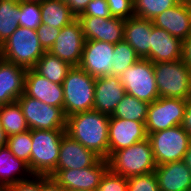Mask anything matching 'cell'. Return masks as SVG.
Listing matches in <instances>:
<instances>
[{
	"label": "cell",
	"instance_id": "1",
	"mask_svg": "<svg viewBox=\"0 0 191 191\" xmlns=\"http://www.w3.org/2000/svg\"><path fill=\"white\" fill-rule=\"evenodd\" d=\"M109 118L95 110L79 112L67 117L65 132L99 157L107 159Z\"/></svg>",
	"mask_w": 191,
	"mask_h": 191
},
{
	"label": "cell",
	"instance_id": "2",
	"mask_svg": "<svg viewBox=\"0 0 191 191\" xmlns=\"http://www.w3.org/2000/svg\"><path fill=\"white\" fill-rule=\"evenodd\" d=\"M107 161L112 172L125 178L152 173L157 166L148 138L113 152Z\"/></svg>",
	"mask_w": 191,
	"mask_h": 191
},
{
	"label": "cell",
	"instance_id": "3",
	"mask_svg": "<svg viewBox=\"0 0 191 191\" xmlns=\"http://www.w3.org/2000/svg\"><path fill=\"white\" fill-rule=\"evenodd\" d=\"M66 129L32 130L30 171L36 176H50L56 169L61 139Z\"/></svg>",
	"mask_w": 191,
	"mask_h": 191
},
{
	"label": "cell",
	"instance_id": "4",
	"mask_svg": "<svg viewBox=\"0 0 191 191\" xmlns=\"http://www.w3.org/2000/svg\"><path fill=\"white\" fill-rule=\"evenodd\" d=\"M96 78L80 66H72L63 83L64 113L66 117L93 110Z\"/></svg>",
	"mask_w": 191,
	"mask_h": 191
},
{
	"label": "cell",
	"instance_id": "5",
	"mask_svg": "<svg viewBox=\"0 0 191 191\" xmlns=\"http://www.w3.org/2000/svg\"><path fill=\"white\" fill-rule=\"evenodd\" d=\"M44 53L37 31L20 26L0 46L1 58L26 69H33Z\"/></svg>",
	"mask_w": 191,
	"mask_h": 191
},
{
	"label": "cell",
	"instance_id": "6",
	"mask_svg": "<svg viewBox=\"0 0 191 191\" xmlns=\"http://www.w3.org/2000/svg\"><path fill=\"white\" fill-rule=\"evenodd\" d=\"M159 97L191 98V69L182 59L153 63Z\"/></svg>",
	"mask_w": 191,
	"mask_h": 191
},
{
	"label": "cell",
	"instance_id": "7",
	"mask_svg": "<svg viewBox=\"0 0 191 191\" xmlns=\"http://www.w3.org/2000/svg\"><path fill=\"white\" fill-rule=\"evenodd\" d=\"M147 135L157 166L183 160L191 142V136L181 125Z\"/></svg>",
	"mask_w": 191,
	"mask_h": 191
},
{
	"label": "cell",
	"instance_id": "8",
	"mask_svg": "<svg viewBox=\"0 0 191 191\" xmlns=\"http://www.w3.org/2000/svg\"><path fill=\"white\" fill-rule=\"evenodd\" d=\"M120 81L129 94L141 101L152 103L159 98L153 63L139 59L120 75Z\"/></svg>",
	"mask_w": 191,
	"mask_h": 191
},
{
	"label": "cell",
	"instance_id": "9",
	"mask_svg": "<svg viewBox=\"0 0 191 191\" xmlns=\"http://www.w3.org/2000/svg\"><path fill=\"white\" fill-rule=\"evenodd\" d=\"M29 129H66L67 117L63 108L48 105L24 93L18 98Z\"/></svg>",
	"mask_w": 191,
	"mask_h": 191
},
{
	"label": "cell",
	"instance_id": "10",
	"mask_svg": "<svg viewBox=\"0 0 191 191\" xmlns=\"http://www.w3.org/2000/svg\"><path fill=\"white\" fill-rule=\"evenodd\" d=\"M186 99L159 97L149 104L145 122L147 134L181 125Z\"/></svg>",
	"mask_w": 191,
	"mask_h": 191
},
{
	"label": "cell",
	"instance_id": "11",
	"mask_svg": "<svg viewBox=\"0 0 191 191\" xmlns=\"http://www.w3.org/2000/svg\"><path fill=\"white\" fill-rule=\"evenodd\" d=\"M108 169L107 159L101 158L94 166L82 169L55 170L49 177L65 189L96 191Z\"/></svg>",
	"mask_w": 191,
	"mask_h": 191
},
{
	"label": "cell",
	"instance_id": "12",
	"mask_svg": "<svg viewBox=\"0 0 191 191\" xmlns=\"http://www.w3.org/2000/svg\"><path fill=\"white\" fill-rule=\"evenodd\" d=\"M115 44L85 40L80 67L92 77L113 75V52Z\"/></svg>",
	"mask_w": 191,
	"mask_h": 191
},
{
	"label": "cell",
	"instance_id": "13",
	"mask_svg": "<svg viewBox=\"0 0 191 191\" xmlns=\"http://www.w3.org/2000/svg\"><path fill=\"white\" fill-rule=\"evenodd\" d=\"M85 37L80 21L76 18L70 24L61 28L49 52L71 66H79L82 59Z\"/></svg>",
	"mask_w": 191,
	"mask_h": 191
},
{
	"label": "cell",
	"instance_id": "14",
	"mask_svg": "<svg viewBox=\"0 0 191 191\" xmlns=\"http://www.w3.org/2000/svg\"><path fill=\"white\" fill-rule=\"evenodd\" d=\"M148 137L145 123L110 115L108 129V157L115 151L127 148Z\"/></svg>",
	"mask_w": 191,
	"mask_h": 191
},
{
	"label": "cell",
	"instance_id": "15",
	"mask_svg": "<svg viewBox=\"0 0 191 191\" xmlns=\"http://www.w3.org/2000/svg\"><path fill=\"white\" fill-rule=\"evenodd\" d=\"M85 40L117 44L124 40L125 20L121 18L77 17Z\"/></svg>",
	"mask_w": 191,
	"mask_h": 191
},
{
	"label": "cell",
	"instance_id": "16",
	"mask_svg": "<svg viewBox=\"0 0 191 191\" xmlns=\"http://www.w3.org/2000/svg\"><path fill=\"white\" fill-rule=\"evenodd\" d=\"M152 22L154 26L183 41L191 35V2L181 0L177 5L157 15Z\"/></svg>",
	"mask_w": 191,
	"mask_h": 191
},
{
	"label": "cell",
	"instance_id": "17",
	"mask_svg": "<svg viewBox=\"0 0 191 191\" xmlns=\"http://www.w3.org/2000/svg\"><path fill=\"white\" fill-rule=\"evenodd\" d=\"M101 157L84 147L66 133L61 139L59 158L55 170L82 169L94 166Z\"/></svg>",
	"mask_w": 191,
	"mask_h": 191
},
{
	"label": "cell",
	"instance_id": "18",
	"mask_svg": "<svg viewBox=\"0 0 191 191\" xmlns=\"http://www.w3.org/2000/svg\"><path fill=\"white\" fill-rule=\"evenodd\" d=\"M24 94L48 105L63 108L64 110L63 86L52 83L47 78L38 74L34 69H27Z\"/></svg>",
	"mask_w": 191,
	"mask_h": 191
},
{
	"label": "cell",
	"instance_id": "19",
	"mask_svg": "<svg viewBox=\"0 0 191 191\" xmlns=\"http://www.w3.org/2000/svg\"><path fill=\"white\" fill-rule=\"evenodd\" d=\"M126 92L119 76L97 77L95 81L93 110L112 115Z\"/></svg>",
	"mask_w": 191,
	"mask_h": 191
},
{
	"label": "cell",
	"instance_id": "20",
	"mask_svg": "<svg viewBox=\"0 0 191 191\" xmlns=\"http://www.w3.org/2000/svg\"><path fill=\"white\" fill-rule=\"evenodd\" d=\"M27 69L0 57V106L13 103L24 93Z\"/></svg>",
	"mask_w": 191,
	"mask_h": 191
},
{
	"label": "cell",
	"instance_id": "21",
	"mask_svg": "<svg viewBox=\"0 0 191 191\" xmlns=\"http://www.w3.org/2000/svg\"><path fill=\"white\" fill-rule=\"evenodd\" d=\"M182 40L172 36L166 30L153 25L150 41V61L171 62L182 57Z\"/></svg>",
	"mask_w": 191,
	"mask_h": 191
},
{
	"label": "cell",
	"instance_id": "22",
	"mask_svg": "<svg viewBox=\"0 0 191 191\" xmlns=\"http://www.w3.org/2000/svg\"><path fill=\"white\" fill-rule=\"evenodd\" d=\"M160 191H188L191 171L183 160L156 166L154 171Z\"/></svg>",
	"mask_w": 191,
	"mask_h": 191
},
{
	"label": "cell",
	"instance_id": "23",
	"mask_svg": "<svg viewBox=\"0 0 191 191\" xmlns=\"http://www.w3.org/2000/svg\"><path fill=\"white\" fill-rule=\"evenodd\" d=\"M152 20L137 16L125 20L124 41L127 42L141 59L150 60V41Z\"/></svg>",
	"mask_w": 191,
	"mask_h": 191
},
{
	"label": "cell",
	"instance_id": "24",
	"mask_svg": "<svg viewBox=\"0 0 191 191\" xmlns=\"http://www.w3.org/2000/svg\"><path fill=\"white\" fill-rule=\"evenodd\" d=\"M25 171L31 176L32 173L29 166L23 160L18 159L13 153L5 147L0 148V191H4L8 186L14 185L19 181L27 180V178L19 177L21 172ZM20 172V173H19ZM19 173V174H18ZM17 174V175H16Z\"/></svg>",
	"mask_w": 191,
	"mask_h": 191
},
{
	"label": "cell",
	"instance_id": "25",
	"mask_svg": "<svg viewBox=\"0 0 191 191\" xmlns=\"http://www.w3.org/2000/svg\"><path fill=\"white\" fill-rule=\"evenodd\" d=\"M42 24L61 29L70 24L77 17L69 6L60 0H43L40 2Z\"/></svg>",
	"mask_w": 191,
	"mask_h": 191
},
{
	"label": "cell",
	"instance_id": "26",
	"mask_svg": "<svg viewBox=\"0 0 191 191\" xmlns=\"http://www.w3.org/2000/svg\"><path fill=\"white\" fill-rule=\"evenodd\" d=\"M71 67L68 62L60 60L50 52H45L33 69L52 83L62 85Z\"/></svg>",
	"mask_w": 191,
	"mask_h": 191
},
{
	"label": "cell",
	"instance_id": "27",
	"mask_svg": "<svg viewBox=\"0 0 191 191\" xmlns=\"http://www.w3.org/2000/svg\"><path fill=\"white\" fill-rule=\"evenodd\" d=\"M20 0H0V46L19 27Z\"/></svg>",
	"mask_w": 191,
	"mask_h": 191
},
{
	"label": "cell",
	"instance_id": "28",
	"mask_svg": "<svg viewBox=\"0 0 191 191\" xmlns=\"http://www.w3.org/2000/svg\"><path fill=\"white\" fill-rule=\"evenodd\" d=\"M0 121L7 136L29 130L22 109L17 101L0 106Z\"/></svg>",
	"mask_w": 191,
	"mask_h": 191
},
{
	"label": "cell",
	"instance_id": "29",
	"mask_svg": "<svg viewBox=\"0 0 191 191\" xmlns=\"http://www.w3.org/2000/svg\"><path fill=\"white\" fill-rule=\"evenodd\" d=\"M148 107L149 103L141 101L129 94H125L111 116L145 123Z\"/></svg>",
	"mask_w": 191,
	"mask_h": 191
},
{
	"label": "cell",
	"instance_id": "30",
	"mask_svg": "<svg viewBox=\"0 0 191 191\" xmlns=\"http://www.w3.org/2000/svg\"><path fill=\"white\" fill-rule=\"evenodd\" d=\"M181 0H133L134 16L153 20L157 15L177 5Z\"/></svg>",
	"mask_w": 191,
	"mask_h": 191
},
{
	"label": "cell",
	"instance_id": "31",
	"mask_svg": "<svg viewBox=\"0 0 191 191\" xmlns=\"http://www.w3.org/2000/svg\"><path fill=\"white\" fill-rule=\"evenodd\" d=\"M113 54V75L119 77L123 71L141 59L124 40L115 44Z\"/></svg>",
	"mask_w": 191,
	"mask_h": 191
},
{
	"label": "cell",
	"instance_id": "32",
	"mask_svg": "<svg viewBox=\"0 0 191 191\" xmlns=\"http://www.w3.org/2000/svg\"><path fill=\"white\" fill-rule=\"evenodd\" d=\"M7 148L18 159L26 162L30 169V156L32 146V130L8 136Z\"/></svg>",
	"mask_w": 191,
	"mask_h": 191
},
{
	"label": "cell",
	"instance_id": "33",
	"mask_svg": "<svg viewBox=\"0 0 191 191\" xmlns=\"http://www.w3.org/2000/svg\"><path fill=\"white\" fill-rule=\"evenodd\" d=\"M19 26L36 30L42 24L40 2L20 0Z\"/></svg>",
	"mask_w": 191,
	"mask_h": 191
},
{
	"label": "cell",
	"instance_id": "34",
	"mask_svg": "<svg viewBox=\"0 0 191 191\" xmlns=\"http://www.w3.org/2000/svg\"><path fill=\"white\" fill-rule=\"evenodd\" d=\"M128 191H160L154 172L127 178Z\"/></svg>",
	"mask_w": 191,
	"mask_h": 191
},
{
	"label": "cell",
	"instance_id": "35",
	"mask_svg": "<svg viewBox=\"0 0 191 191\" xmlns=\"http://www.w3.org/2000/svg\"><path fill=\"white\" fill-rule=\"evenodd\" d=\"M96 191H128L127 178L112 172L108 168L103 174Z\"/></svg>",
	"mask_w": 191,
	"mask_h": 191
},
{
	"label": "cell",
	"instance_id": "36",
	"mask_svg": "<svg viewBox=\"0 0 191 191\" xmlns=\"http://www.w3.org/2000/svg\"><path fill=\"white\" fill-rule=\"evenodd\" d=\"M112 17L128 19L134 16L133 0H107Z\"/></svg>",
	"mask_w": 191,
	"mask_h": 191
},
{
	"label": "cell",
	"instance_id": "37",
	"mask_svg": "<svg viewBox=\"0 0 191 191\" xmlns=\"http://www.w3.org/2000/svg\"><path fill=\"white\" fill-rule=\"evenodd\" d=\"M36 31L42 48L45 52H49L60 34L61 29L54 28L50 25L41 24Z\"/></svg>",
	"mask_w": 191,
	"mask_h": 191
},
{
	"label": "cell",
	"instance_id": "38",
	"mask_svg": "<svg viewBox=\"0 0 191 191\" xmlns=\"http://www.w3.org/2000/svg\"><path fill=\"white\" fill-rule=\"evenodd\" d=\"M78 17L111 18L107 0H91L84 12Z\"/></svg>",
	"mask_w": 191,
	"mask_h": 191
},
{
	"label": "cell",
	"instance_id": "39",
	"mask_svg": "<svg viewBox=\"0 0 191 191\" xmlns=\"http://www.w3.org/2000/svg\"><path fill=\"white\" fill-rule=\"evenodd\" d=\"M4 191H39V176L33 175L32 180L19 181L8 186Z\"/></svg>",
	"mask_w": 191,
	"mask_h": 191
},
{
	"label": "cell",
	"instance_id": "40",
	"mask_svg": "<svg viewBox=\"0 0 191 191\" xmlns=\"http://www.w3.org/2000/svg\"><path fill=\"white\" fill-rule=\"evenodd\" d=\"M39 191H64L53 178L49 176H39Z\"/></svg>",
	"mask_w": 191,
	"mask_h": 191
},
{
	"label": "cell",
	"instance_id": "41",
	"mask_svg": "<svg viewBox=\"0 0 191 191\" xmlns=\"http://www.w3.org/2000/svg\"><path fill=\"white\" fill-rule=\"evenodd\" d=\"M91 0H69V2L67 3V5L69 6L71 12L78 17L79 15H81L84 10L86 9L88 3Z\"/></svg>",
	"mask_w": 191,
	"mask_h": 191
},
{
	"label": "cell",
	"instance_id": "42",
	"mask_svg": "<svg viewBox=\"0 0 191 191\" xmlns=\"http://www.w3.org/2000/svg\"><path fill=\"white\" fill-rule=\"evenodd\" d=\"M181 59L191 69V35L182 42Z\"/></svg>",
	"mask_w": 191,
	"mask_h": 191
},
{
	"label": "cell",
	"instance_id": "43",
	"mask_svg": "<svg viewBox=\"0 0 191 191\" xmlns=\"http://www.w3.org/2000/svg\"><path fill=\"white\" fill-rule=\"evenodd\" d=\"M181 126L191 136V98H189L187 101V106Z\"/></svg>",
	"mask_w": 191,
	"mask_h": 191
},
{
	"label": "cell",
	"instance_id": "44",
	"mask_svg": "<svg viewBox=\"0 0 191 191\" xmlns=\"http://www.w3.org/2000/svg\"><path fill=\"white\" fill-rule=\"evenodd\" d=\"M8 136L6 135L5 131L3 130L1 121H0V148L5 147L7 145Z\"/></svg>",
	"mask_w": 191,
	"mask_h": 191
},
{
	"label": "cell",
	"instance_id": "45",
	"mask_svg": "<svg viewBox=\"0 0 191 191\" xmlns=\"http://www.w3.org/2000/svg\"><path fill=\"white\" fill-rule=\"evenodd\" d=\"M183 161L185 162L186 166L191 171V142H190L189 147H188V149L184 155Z\"/></svg>",
	"mask_w": 191,
	"mask_h": 191
},
{
	"label": "cell",
	"instance_id": "46",
	"mask_svg": "<svg viewBox=\"0 0 191 191\" xmlns=\"http://www.w3.org/2000/svg\"><path fill=\"white\" fill-rule=\"evenodd\" d=\"M64 191H86V190L65 189Z\"/></svg>",
	"mask_w": 191,
	"mask_h": 191
},
{
	"label": "cell",
	"instance_id": "47",
	"mask_svg": "<svg viewBox=\"0 0 191 191\" xmlns=\"http://www.w3.org/2000/svg\"><path fill=\"white\" fill-rule=\"evenodd\" d=\"M61 2H65V3H68L69 0H60Z\"/></svg>",
	"mask_w": 191,
	"mask_h": 191
},
{
	"label": "cell",
	"instance_id": "48",
	"mask_svg": "<svg viewBox=\"0 0 191 191\" xmlns=\"http://www.w3.org/2000/svg\"><path fill=\"white\" fill-rule=\"evenodd\" d=\"M27 1H38V2H41V1H43V0H27Z\"/></svg>",
	"mask_w": 191,
	"mask_h": 191
}]
</instances>
